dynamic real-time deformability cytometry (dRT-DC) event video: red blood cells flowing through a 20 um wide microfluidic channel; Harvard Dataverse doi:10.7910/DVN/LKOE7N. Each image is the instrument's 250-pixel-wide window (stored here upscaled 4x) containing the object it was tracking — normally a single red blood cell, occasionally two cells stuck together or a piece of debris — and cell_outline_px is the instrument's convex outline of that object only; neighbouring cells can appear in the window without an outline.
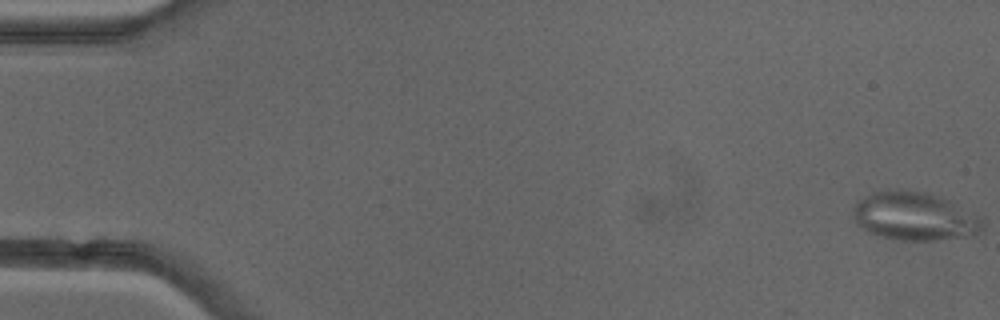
{"species": "common noctule bat (a hibernating species)", "species_latin": "Nyctalus noctula", "temperature_condition": "cold", "stored_images_in_passage": 52, "camera_frame_rate_fps": 3000, "um_per_image_px": 0.085, "animal": {"sex": "female"}, "frame": {"image": 1, "passage_image": 1, "time_ms": 0.0, "image_size_px": [1000, 320], "cell_outline_px": [[984, 228], [980, 232], [960, 236], [936, 240], [900, 240], [880, 236], [868, 232], [856, 224], [856, 200], [872, 192], [924, 192], [948, 200], [984, 220]], "centroid_in_image_um": [77.73, 18.42], "position_along_channel_um": 7.3, "area_um2": 35.2}}